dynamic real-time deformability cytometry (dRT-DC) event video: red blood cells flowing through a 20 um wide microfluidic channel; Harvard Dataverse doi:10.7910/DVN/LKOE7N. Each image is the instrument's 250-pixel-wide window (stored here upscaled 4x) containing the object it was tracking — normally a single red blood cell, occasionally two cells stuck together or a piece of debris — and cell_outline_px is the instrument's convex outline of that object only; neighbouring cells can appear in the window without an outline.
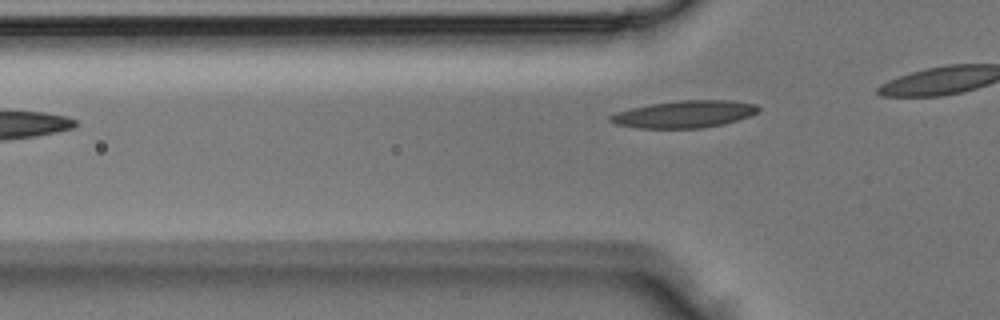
{"species": "Egyptian fruit bat (a non-hibernating species)", "species_latin": "Rousettus aegyptiacus", "temperature_condition": "room temperature", "stored_images_in_passage": 2, "camera_frame_rate_fps": 3000, "um_per_image_px": 0.085, "animal": {"sex": "male"}, "frame": {"image": 1, "passage_image": 2, "time_ms": 0.333, "image_size_px": [1000, 320], "cell_outline_px": [[760, 108], [756, 112], [748, 116], [724, 124], [700, 128], [640, 128], [616, 124], [608, 120], [608, 116], [616, 112], [632, 108], [652, 104], [680, 100], [732, 100], [756, 104]], "centroid_in_image_um": [58.16, 9.7], "position_along_channel_um": 67.6, "area_um2": 23.24}}